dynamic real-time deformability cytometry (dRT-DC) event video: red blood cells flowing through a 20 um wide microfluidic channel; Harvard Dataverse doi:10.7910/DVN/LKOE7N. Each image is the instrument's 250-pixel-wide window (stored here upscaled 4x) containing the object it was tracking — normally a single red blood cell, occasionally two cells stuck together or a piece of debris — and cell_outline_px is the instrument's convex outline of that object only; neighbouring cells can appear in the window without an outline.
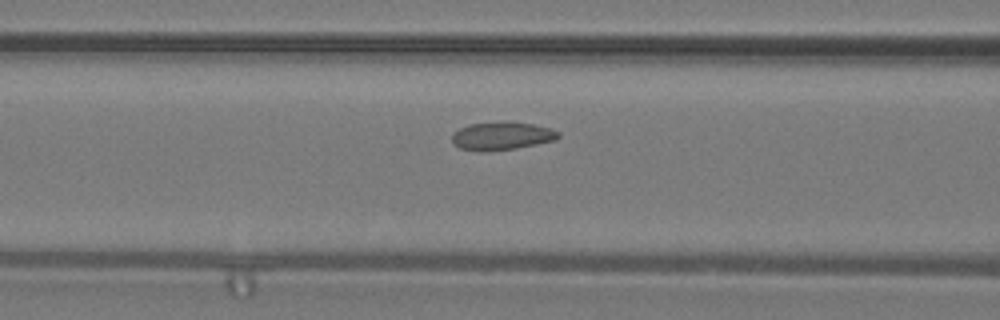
{"species": "common noctule bat (a hibernating species)", "species_latin": "Nyctalus noctula", "temperature_condition": "warm", "stored_images_in_passage": 16, "camera_frame_rate_fps": 3000, "um_per_image_px": 0.085, "animal": {"sex": "male", "body_mass_g": 19.2, "forearm_length_mm": 51.8}, "frame": {"image": 1, "passage_image": 14, "time_ms": 4.333, "image_size_px": [1000, 320], "cell_outline_px": [[560, 136], [556, 140], [516, 148], [460, 148], [452, 140], [452, 132], [468, 124], [532, 124], [552, 128], [560, 132]], "centroid_in_image_um": [42.73, 11.54], "position_along_channel_um": 123.9, "area_um2": 15.95}}